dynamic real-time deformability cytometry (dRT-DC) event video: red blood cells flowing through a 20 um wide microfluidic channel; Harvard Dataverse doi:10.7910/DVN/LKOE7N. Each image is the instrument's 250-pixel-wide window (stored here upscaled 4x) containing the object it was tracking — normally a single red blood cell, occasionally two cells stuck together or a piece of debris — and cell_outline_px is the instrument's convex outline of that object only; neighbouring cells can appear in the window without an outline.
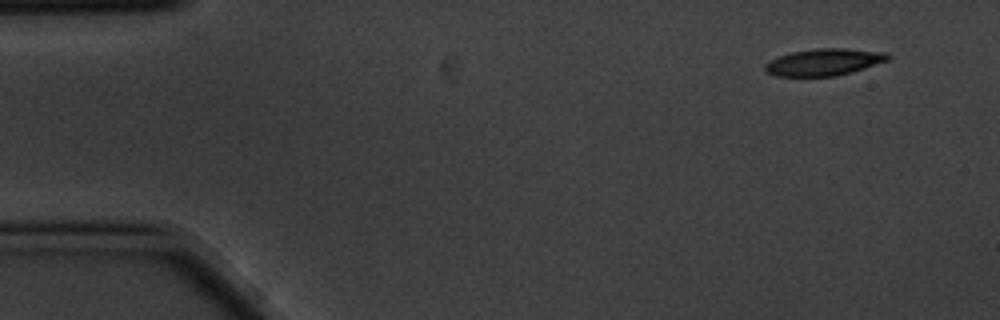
{"species": "common noctule bat (a hibernating species)", "species_latin": "Nyctalus noctula", "temperature_condition": "cold", "stored_images_in_passage": 10, "camera_frame_rate_fps": 3000, "um_per_image_px": 0.085, "animal": {"sex": "male", "body_mass_g": 20.1, "forearm_length_mm": 53.5}, "frame": {"image": 1, "passage_image": 1, "time_ms": 0.0, "image_size_px": [1000, 320], "cell_outline_px": [[892, 56], [888, 60], [852, 72], [836, 76], [776, 76], [764, 72], [764, 64], [780, 56], [792, 52], [816, 48], [844, 48], [888, 52]], "centroid_in_image_um": [70.06, 5.28], "position_along_channel_um": 14.9, "area_um2": 19.31}}
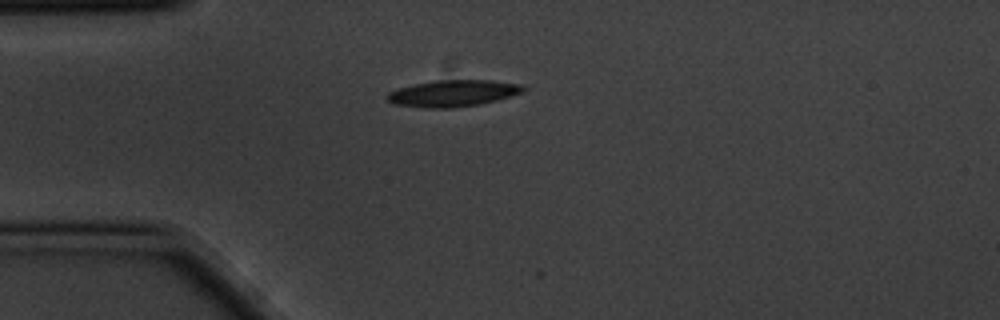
{"frame": {"image": 2, "passage_image": 4, "time_ms": 1.0, "image_size_px": [1000, 320], "cell_outline_px": [[528, 88], [524, 92], [496, 100], [480, 104], [452, 108], [424, 108], [392, 104], [384, 96], [388, 92], [400, 88], [416, 84], [436, 80], [492, 80], [524, 84]], "centroid_in_image_um": [38.53, 7.93], "position_along_channel_um": 46.5, "area_um2": 21.27}}
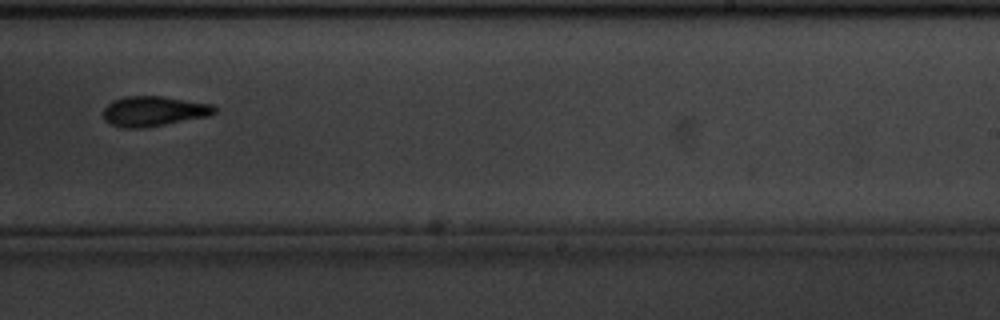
{"frame": {"image": 3, "passage_image": 10, "time_ms": 3.0, "image_size_px": [1000, 320], "cell_outline_px": [[216, 112], [212, 116], [140, 128], [124, 128], [112, 124], [104, 120], [104, 108], [112, 100], [124, 96], [160, 96], [212, 104], [216, 108]], "centroid_in_image_um": [13.08, 9.45], "position_along_channel_um": 275.9, "area_um2": 19.42}}